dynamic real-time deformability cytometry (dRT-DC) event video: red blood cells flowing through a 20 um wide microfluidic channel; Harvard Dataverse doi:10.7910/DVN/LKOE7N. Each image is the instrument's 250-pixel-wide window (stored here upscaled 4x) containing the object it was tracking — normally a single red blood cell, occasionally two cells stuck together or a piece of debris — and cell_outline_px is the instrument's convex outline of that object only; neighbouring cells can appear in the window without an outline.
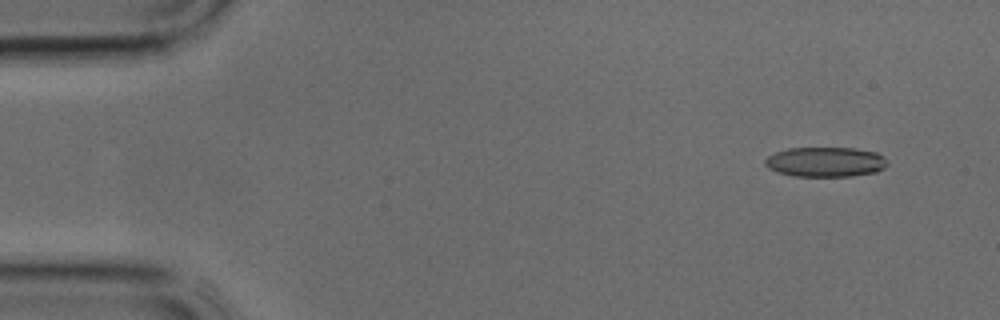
{"species": "common noctule bat (a hibernating species)", "species_latin": "Nyctalus noctula", "temperature_condition": "cold", "stored_images_in_passage": 36, "camera_frame_rate_fps": 3000, "um_per_image_px": 0.085, "animal": {"sex": "male", "body_mass_g": 17.9, "forearm_length_mm": 54.2}, "frame": {"image": 1, "passage_image": 1, "time_ms": 0.0, "image_size_px": [1000, 320], "cell_outline_px": [[888, 164], [884, 168], [876, 172], [852, 176], [796, 176], [776, 172], [768, 168], [764, 164], [764, 160], [768, 156], [776, 152], [788, 148], [856, 148], [876, 152], [884, 156], [888, 160]], "centroid_in_image_um": [70.18, 13.76], "position_along_channel_um": 14.8, "area_um2": 21.44}}
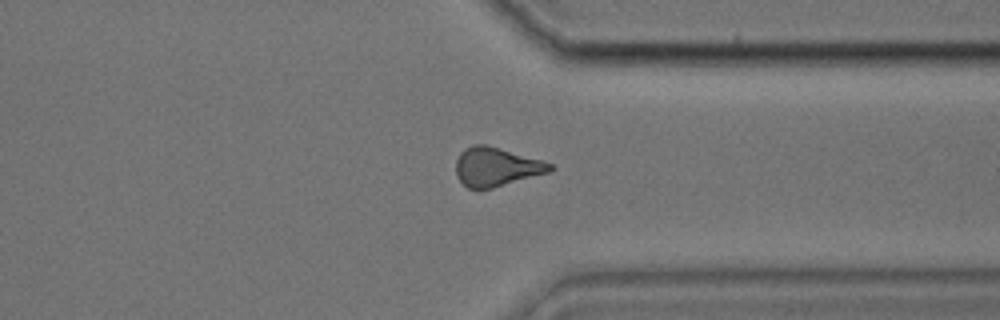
{"frame": {"image": 2, "passage_image": 27, "time_ms": 8.667, "image_size_px": [1000, 320], "cell_outline_px": [[556, 168], [548, 172], [492, 188], [468, 188], [456, 176], [456, 160], [460, 152], [464, 148], [472, 144], [484, 144], [544, 160], [552, 164]], "centroid_in_image_um": [42.18, 14.16], "position_along_channel_um": 369.2, "area_um2": 21.21}}
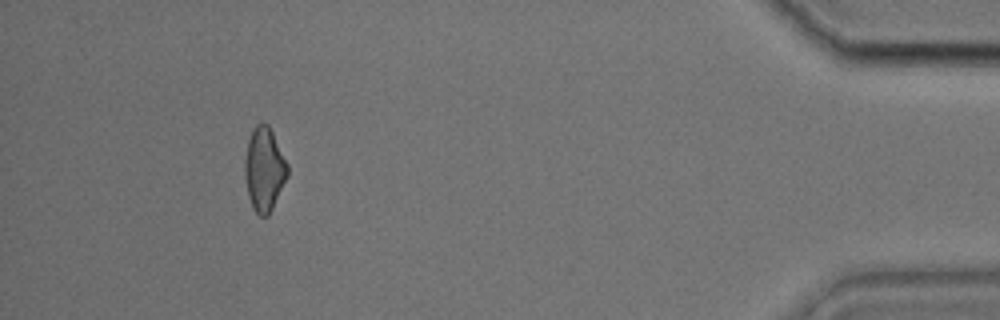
{"frame": {"image": 3, "passage_image": 33, "time_ms": 10.667, "image_size_px": [1000, 320], "cell_outline_px": [[288, 176], [268, 216], [260, 216], [252, 208], [248, 196], [244, 176], [244, 160], [248, 140], [252, 128], [256, 124], [268, 124], [288, 164]], "centroid_in_image_um": [22.44, 14.4], "position_along_channel_um": 412.8, "area_um2": 20.87}}